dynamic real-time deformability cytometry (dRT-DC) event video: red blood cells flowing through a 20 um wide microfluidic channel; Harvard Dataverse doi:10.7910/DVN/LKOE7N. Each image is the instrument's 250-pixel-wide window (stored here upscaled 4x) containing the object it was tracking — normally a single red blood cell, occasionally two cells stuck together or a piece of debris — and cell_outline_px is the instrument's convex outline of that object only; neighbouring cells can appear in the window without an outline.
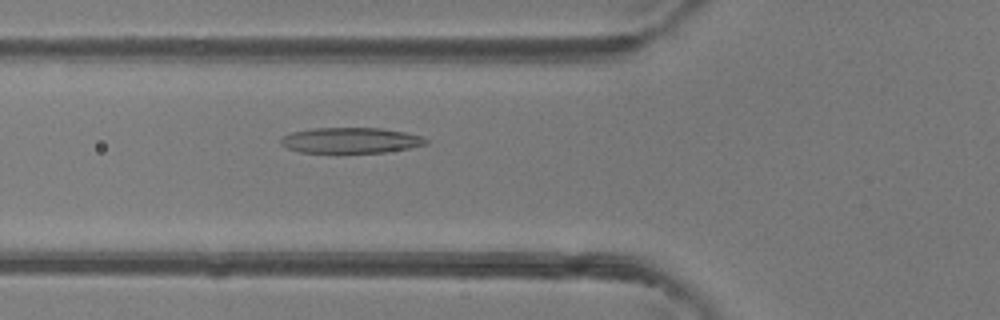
{"species": "common noctule bat (a hibernating species)", "species_latin": "Nyctalus noctula", "temperature_condition": "room temperature", "stored_images_in_passage": 26, "camera_frame_rate_fps": 3000, "um_per_image_px": 0.085, "animal": {"sex": "female"}, "frame": {"image": 1, "passage_image": 3, "time_ms": 0.667, "image_size_px": [1000, 320], "cell_outline_px": [[428, 144], [408, 148], [384, 152], [340, 156], [336, 156], [300, 152], [288, 148], [280, 144], [280, 136], [292, 132], [312, 128], [380, 128], [404, 132], [424, 136], [428, 140]], "centroid_in_image_um": [29.75, 11.98], "position_along_channel_um": 96.0, "area_um2": 22.89}}
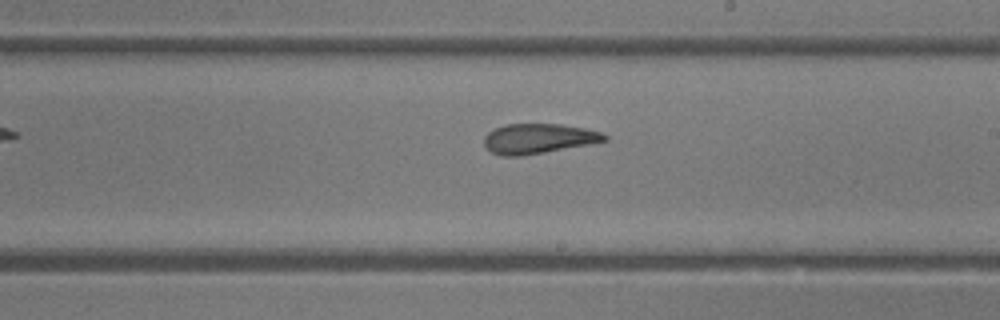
{"frame": {"image": 2, "passage_image": 13, "time_ms": 4.0, "image_size_px": [1000, 320], "cell_outline_px": [[608, 140], [588, 144], [544, 152], [520, 156], [500, 156], [492, 152], [484, 144], [484, 136], [488, 132], [504, 124], [560, 124], [584, 128], [600, 132], [608, 136]], "centroid_in_image_um": [45.74, 11.78], "position_along_channel_um": 243.3, "area_um2": 20.81}}
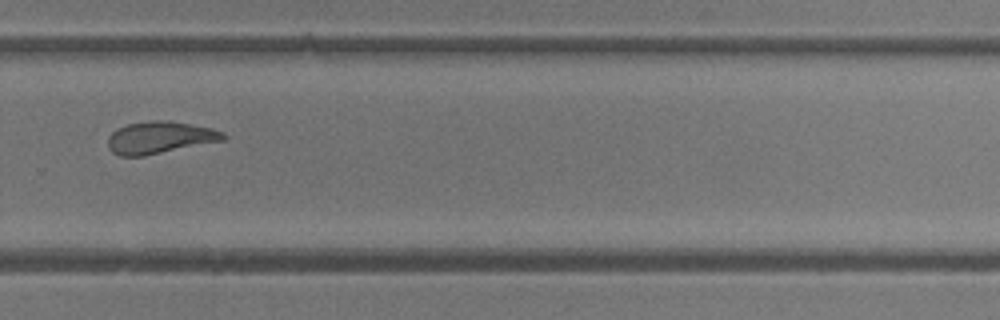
{"frame": {"image": 3, "passage_image": 18, "time_ms": 5.667, "image_size_px": [1000, 320], "cell_outline_px": [[228, 136], [224, 140], [144, 156], [120, 156], [112, 152], [108, 148], [108, 136], [112, 132], [128, 124], [152, 120], [164, 120], [212, 128], [224, 132]], "centroid_in_image_um": [13.58, 11.7], "position_along_channel_um": 316.2, "area_um2": 21.44}, "authors_computed_cell_mechanics": {"area_um2": 21.3282, "velocity_mm_per_s": 4.4053, "shape_relaxation_time_tau1_ms": 9.5117, "shape_relaxation_time_tau2_ms": 1.0165, "deformation_change_tau1": 0.2787, "deformation_change_tau2": 0.0964}}